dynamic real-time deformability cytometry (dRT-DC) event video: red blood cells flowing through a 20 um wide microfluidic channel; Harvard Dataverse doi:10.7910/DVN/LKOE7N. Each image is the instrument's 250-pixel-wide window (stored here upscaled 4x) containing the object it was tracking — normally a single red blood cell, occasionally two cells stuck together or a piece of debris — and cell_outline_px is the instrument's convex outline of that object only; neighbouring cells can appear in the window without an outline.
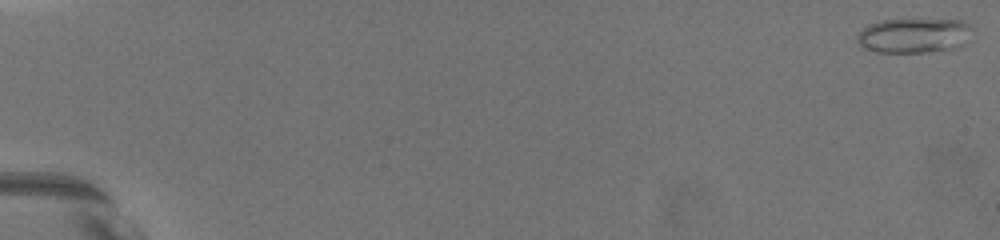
{"species": "common noctule bat (a hibernating species)", "species_latin": "Nyctalus noctula", "temperature_condition": "warm", "stored_images_in_passage": 45, "camera_frame_rate_fps": 3000, "um_per_image_px": 0.085, "animal": {"sex": "female", "body_mass_g": 19.5, "forearm_length_mm": 54.1}, "frame": {"image": 1, "passage_image": 1, "time_ms": 0.0, "image_size_px": [1000, 240], "cell_outline_px": [[976, 28], [964, 44], [956, 48], [924, 52], [876, 52], [860, 48], [856, 40], [856, 36], [868, 24], [880, 20], [964, 20]], "centroid_in_image_um": [77.7, 3.02], "position_along_channel_um": 7.3, "area_um2": 23.7}}
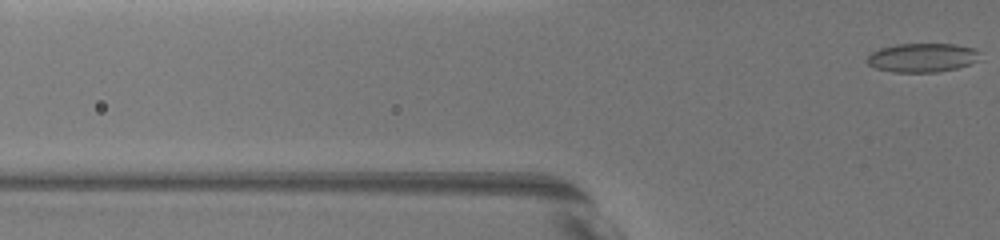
{"frame": {"image": 2, "passage_image": 45, "time_ms": 5.667, "image_size_px": [1000, 240], "cell_outline_px": [[980, 52], [976, 60], [968, 64], [956, 68], [936, 72], [892, 72], [876, 68], [868, 64], [864, 60], [872, 52], [880, 48], [896, 44], [956, 44], [976, 48]], "centroid_in_image_um": [78.36, 4.89], "position_along_channel_um": 47.4, "area_um2": 19.02}}